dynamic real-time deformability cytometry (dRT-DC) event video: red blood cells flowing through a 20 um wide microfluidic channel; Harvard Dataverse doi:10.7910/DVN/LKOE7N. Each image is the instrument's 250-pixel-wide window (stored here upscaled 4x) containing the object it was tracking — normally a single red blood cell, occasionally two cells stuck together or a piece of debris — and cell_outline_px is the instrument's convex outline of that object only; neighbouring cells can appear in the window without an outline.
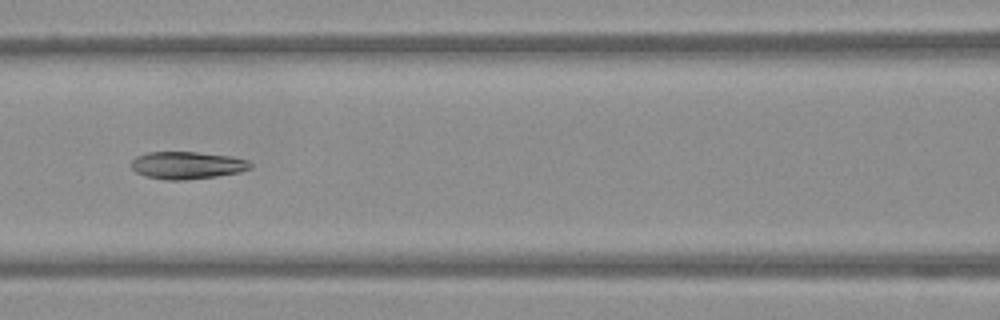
{"species": "Egyptian fruit bat (a non-hibernating species)", "species_latin": "Rousettus aegyptiacus", "temperature_condition": "warm", "stored_images_in_passage": 24, "camera_frame_rate_fps": 3000, "um_per_image_px": 0.085, "frame": {"image": 1, "passage_image": 8, "time_ms": 2.333, "image_size_px": [1000, 320], "cell_outline_px": [[252, 168], [240, 172], [216, 176], [184, 180], [164, 180], [144, 176], [136, 172], [132, 168], [132, 160], [136, 156], [148, 152], [196, 152], [232, 156], [248, 160], [252, 164]], "centroid_in_image_um": [15.91, 14.05], "position_along_channel_um": 150.7, "area_um2": 19.13}}
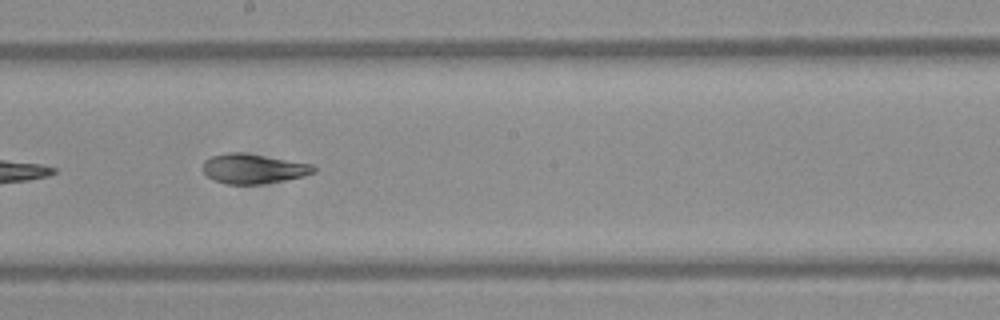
{"frame": {"image": 2, "passage_image": 14, "time_ms": 4.333, "image_size_px": [1000, 320], "cell_outline_px": [[316, 172], [304, 176], [284, 180], [260, 184], [228, 184], [212, 180], [204, 172], [204, 160], [212, 156], [228, 152], [240, 152], [312, 164], [316, 168]], "centroid_in_image_um": [21.53, 14.34], "position_along_channel_um": 226.7, "area_um2": 19.02}}
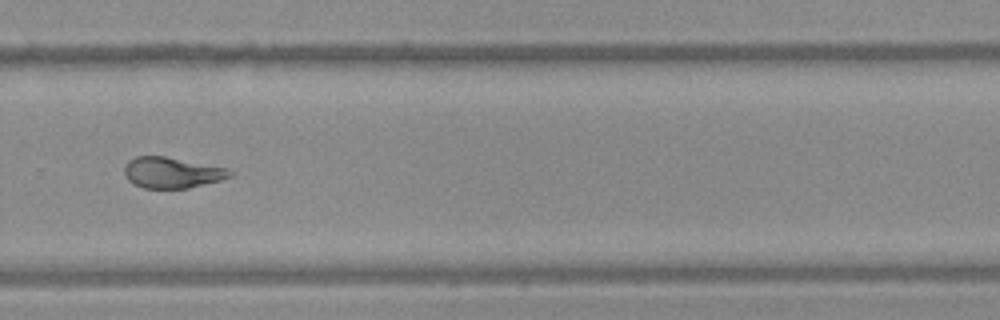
{"frame": {"image": 3, "passage_image": 21, "time_ms": 6.667, "image_size_px": [1000, 320], "cell_outline_px": [[236, 172], [232, 176], [220, 180], [188, 188], [144, 188], [128, 180], [124, 172], [124, 164], [128, 160], [136, 156], [164, 156], [228, 168]], "centroid_in_image_um": [14.63, 14.66], "position_along_channel_um": 315.2, "area_um2": 19.02}}